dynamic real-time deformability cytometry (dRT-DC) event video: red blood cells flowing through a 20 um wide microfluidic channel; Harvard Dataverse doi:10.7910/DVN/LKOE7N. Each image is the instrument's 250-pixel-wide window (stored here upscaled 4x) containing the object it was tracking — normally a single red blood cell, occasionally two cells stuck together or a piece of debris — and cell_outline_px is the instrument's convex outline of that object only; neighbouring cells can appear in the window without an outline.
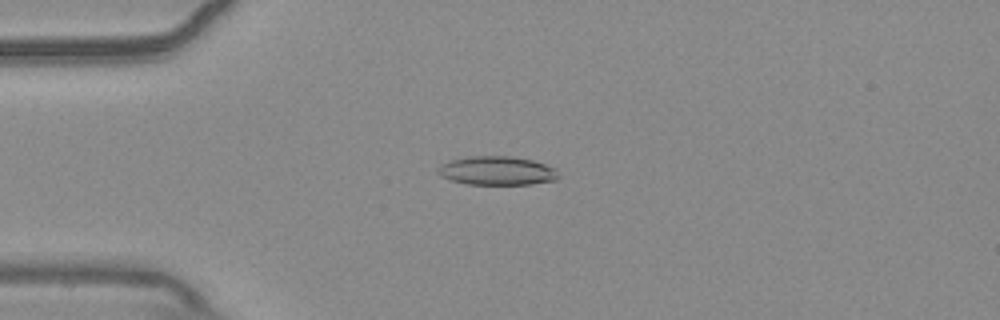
{"species": "common noctule bat (a hibernating species)", "species_latin": "Nyctalus noctula", "temperature_condition": "warm", "stored_images_in_passage": 55, "camera_frame_rate_fps": 3000, "um_per_image_px": 0.085, "animal": {"sex": "male", "body_mass_g": 20.4}, "frame": {"image": 1, "passage_image": 14, "time_ms": 4.333, "image_size_px": [1000, 320], "cell_outline_px": [[560, 176], [556, 180], [532, 184], [464, 184], [440, 176], [436, 172], [436, 168], [440, 164], [452, 160], [468, 156], [512, 156], [532, 160], [556, 168]], "centroid_in_image_um": [42.23, 14.51], "position_along_channel_um": 42.8, "area_um2": 20.4}}
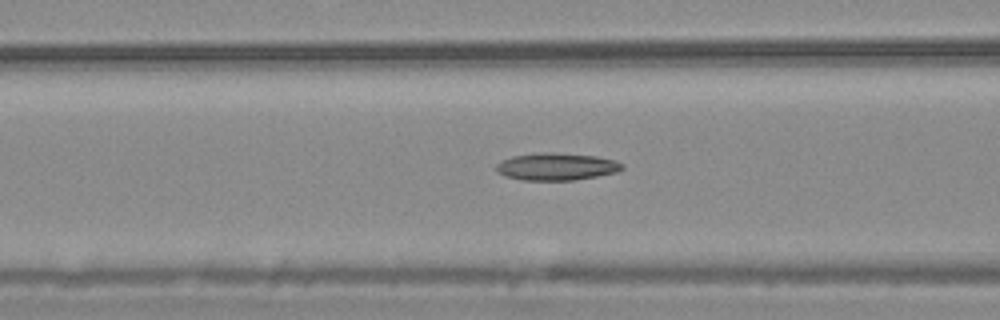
{"frame": {"image": 2, "passage_image": 22, "time_ms": 7.0, "image_size_px": [1000, 320], "cell_outline_px": [[624, 168], [616, 172], [576, 180], [520, 180], [504, 176], [496, 172], [496, 164], [512, 156], [540, 152], [552, 152], [596, 156], [616, 160], [624, 164]], "centroid_in_image_um": [47.3, 14.16], "position_along_channel_um": 119.3, "area_um2": 20.17}}
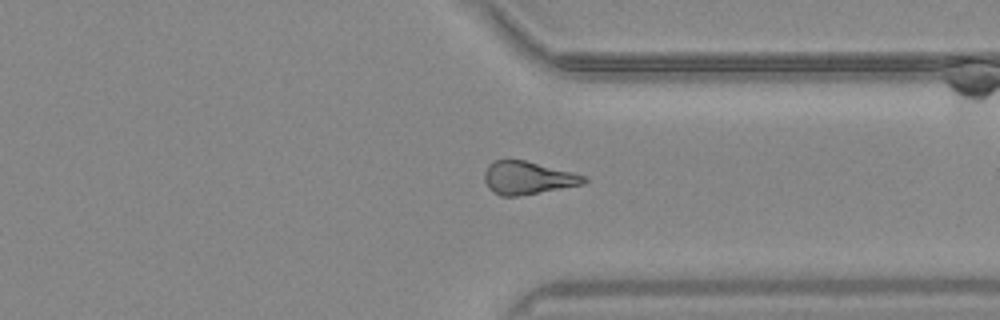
{"frame": {"image": 3, "passage_image": 42, "time_ms": 13.667, "image_size_px": [1000, 320], "cell_outline_px": [[588, 180], [584, 184], [516, 196], [500, 196], [492, 192], [488, 188], [484, 180], [484, 172], [488, 164], [492, 160], [524, 160], [572, 172], [584, 176]], "centroid_in_image_um": [44.8, 15.12], "position_along_channel_um": 366.6, "area_um2": 18.96}, "authors_computed_cell_mechanics": {"area_um2": 19.4786, "velocity_mm_per_s": 3.7151, "shape_relaxation_time_tau1_ms": null, "shape_relaxation_time_tau2_ms": 6.0401, "deformation_change_tau1": null, "deformation_change_tau2": 0.1733}}